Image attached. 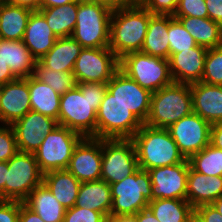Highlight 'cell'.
Wrapping results in <instances>:
<instances>
[{
	"label": "cell",
	"instance_id": "cell-45",
	"mask_svg": "<svg viewBox=\"0 0 222 222\" xmlns=\"http://www.w3.org/2000/svg\"><path fill=\"white\" fill-rule=\"evenodd\" d=\"M19 222H45L35 212L20 202Z\"/></svg>",
	"mask_w": 222,
	"mask_h": 222
},
{
	"label": "cell",
	"instance_id": "cell-4",
	"mask_svg": "<svg viewBox=\"0 0 222 222\" xmlns=\"http://www.w3.org/2000/svg\"><path fill=\"white\" fill-rule=\"evenodd\" d=\"M193 112L190 84L173 82L153 92L145 125L168 128Z\"/></svg>",
	"mask_w": 222,
	"mask_h": 222
},
{
	"label": "cell",
	"instance_id": "cell-10",
	"mask_svg": "<svg viewBox=\"0 0 222 222\" xmlns=\"http://www.w3.org/2000/svg\"><path fill=\"white\" fill-rule=\"evenodd\" d=\"M42 182L43 173L34 154L18 151L8 160L5 200L24 202Z\"/></svg>",
	"mask_w": 222,
	"mask_h": 222
},
{
	"label": "cell",
	"instance_id": "cell-1",
	"mask_svg": "<svg viewBox=\"0 0 222 222\" xmlns=\"http://www.w3.org/2000/svg\"><path fill=\"white\" fill-rule=\"evenodd\" d=\"M106 91L105 83H78L61 95L59 125L82 137L97 138V112Z\"/></svg>",
	"mask_w": 222,
	"mask_h": 222
},
{
	"label": "cell",
	"instance_id": "cell-22",
	"mask_svg": "<svg viewBox=\"0 0 222 222\" xmlns=\"http://www.w3.org/2000/svg\"><path fill=\"white\" fill-rule=\"evenodd\" d=\"M222 196V176H206L189 165L186 200L195 209Z\"/></svg>",
	"mask_w": 222,
	"mask_h": 222
},
{
	"label": "cell",
	"instance_id": "cell-53",
	"mask_svg": "<svg viewBox=\"0 0 222 222\" xmlns=\"http://www.w3.org/2000/svg\"><path fill=\"white\" fill-rule=\"evenodd\" d=\"M106 222H136L133 216H109Z\"/></svg>",
	"mask_w": 222,
	"mask_h": 222
},
{
	"label": "cell",
	"instance_id": "cell-35",
	"mask_svg": "<svg viewBox=\"0 0 222 222\" xmlns=\"http://www.w3.org/2000/svg\"><path fill=\"white\" fill-rule=\"evenodd\" d=\"M33 76L49 85L59 95H63L77 86L73 72L52 71L42 66L38 61L35 63Z\"/></svg>",
	"mask_w": 222,
	"mask_h": 222
},
{
	"label": "cell",
	"instance_id": "cell-54",
	"mask_svg": "<svg viewBox=\"0 0 222 222\" xmlns=\"http://www.w3.org/2000/svg\"><path fill=\"white\" fill-rule=\"evenodd\" d=\"M212 205L217 209V211L222 215V196L217 198Z\"/></svg>",
	"mask_w": 222,
	"mask_h": 222
},
{
	"label": "cell",
	"instance_id": "cell-20",
	"mask_svg": "<svg viewBox=\"0 0 222 222\" xmlns=\"http://www.w3.org/2000/svg\"><path fill=\"white\" fill-rule=\"evenodd\" d=\"M193 112L214 124L222 121V86L203 82L190 84Z\"/></svg>",
	"mask_w": 222,
	"mask_h": 222
},
{
	"label": "cell",
	"instance_id": "cell-11",
	"mask_svg": "<svg viewBox=\"0 0 222 222\" xmlns=\"http://www.w3.org/2000/svg\"><path fill=\"white\" fill-rule=\"evenodd\" d=\"M138 169L131 139H102L101 179L109 185L123 180Z\"/></svg>",
	"mask_w": 222,
	"mask_h": 222
},
{
	"label": "cell",
	"instance_id": "cell-50",
	"mask_svg": "<svg viewBox=\"0 0 222 222\" xmlns=\"http://www.w3.org/2000/svg\"><path fill=\"white\" fill-rule=\"evenodd\" d=\"M8 171V161L0 162V200H5V182Z\"/></svg>",
	"mask_w": 222,
	"mask_h": 222
},
{
	"label": "cell",
	"instance_id": "cell-56",
	"mask_svg": "<svg viewBox=\"0 0 222 222\" xmlns=\"http://www.w3.org/2000/svg\"><path fill=\"white\" fill-rule=\"evenodd\" d=\"M2 41H3V38H2V36L0 35V44H1Z\"/></svg>",
	"mask_w": 222,
	"mask_h": 222
},
{
	"label": "cell",
	"instance_id": "cell-44",
	"mask_svg": "<svg viewBox=\"0 0 222 222\" xmlns=\"http://www.w3.org/2000/svg\"><path fill=\"white\" fill-rule=\"evenodd\" d=\"M208 18L222 26V0H205Z\"/></svg>",
	"mask_w": 222,
	"mask_h": 222
},
{
	"label": "cell",
	"instance_id": "cell-46",
	"mask_svg": "<svg viewBox=\"0 0 222 222\" xmlns=\"http://www.w3.org/2000/svg\"><path fill=\"white\" fill-rule=\"evenodd\" d=\"M210 144L215 148L222 149V121L212 124Z\"/></svg>",
	"mask_w": 222,
	"mask_h": 222
},
{
	"label": "cell",
	"instance_id": "cell-24",
	"mask_svg": "<svg viewBox=\"0 0 222 222\" xmlns=\"http://www.w3.org/2000/svg\"><path fill=\"white\" fill-rule=\"evenodd\" d=\"M83 47L72 37L57 38L53 48L38 62L52 71L73 72Z\"/></svg>",
	"mask_w": 222,
	"mask_h": 222
},
{
	"label": "cell",
	"instance_id": "cell-47",
	"mask_svg": "<svg viewBox=\"0 0 222 222\" xmlns=\"http://www.w3.org/2000/svg\"><path fill=\"white\" fill-rule=\"evenodd\" d=\"M86 1L102 4L111 10H117L120 8L128 7L135 2V0H86Z\"/></svg>",
	"mask_w": 222,
	"mask_h": 222
},
{
	"label": "cell",
	"instance_id": "cell-55",
	"mask_svg": "<svg viewBox=\"0 0 222 222\" xmlns=\"http://www.w3.org/2000/svg\"><path fill=\"white\" fill-rule=\"evenodd\" d=\"M190 222H201V221L195 215H193Z\"/></svg>",
	"mask_w": 222,
	"mask_h": 222
},
{
	"label": "cell",
	"instance_id": "cell-18",
	"mask_svg": "<svg viewBox=\"0 0 222 222\" xmlns=\"http://www.w3.org/2000/svg\"><path fill=\"white\" fill-rule=\"evenodd\" d=\"M31 110L28 77L1 85L0 121L12 125Z\"/></svg>",
	"mask_w": 222,
	"mask_h": 222
},
{
	"label": "cell",
	"instance_id": "cell-40",
	"mask_svg": "<svg viewBox=\"0 0 222 222\" xmlns=\"http://www.w3.org/2000/svg\"><path fill=\"white\" fill-rule=\"evenodd\" d=\"M173 16L208 18L205 0H179Z\"/></svg>",
	"mask_w": 222,
	"mask_h": 222
},
{
	"label": "cell",
	"instance_id": "cell-25",
	"mask_svg": "<svg viewBox=\"0 0 222 222\" xmlns=\"http://www.w3.org/2000/svg\"><path fill=\"white\" fill-rule=\"evenodd\" d=\"M74 206L101 212L108 218L112 206L110 185L102 179L82 182Z\"/></svg>",
	"mask_w": 222,
	"mask_h": 222
},
{
	"label": "cell",
	"instance_id": "cell-5",
	"mask_svg": "<svg viewBox=\"0 0 222 222\" xmlns=\"http://www.w3.org/2000/svg\"><path fill=\"white\" fill-rule=\"evenodd\" d=\"M111 15L112 10L102 4L79 0L71 37L83 48L109 47Z\"/></svg>",
	"mask_w": 222,
	"mask_h": 222
},
{
	"label": "cell",
	"instance_id": "cell-42",
	"mask_svg": "<svg viewBox=\"0 0 222 222\" xmlns=\"http://www.w3.org/2000/svg\"><path fill=\"white\" fill-rule=\"evenodd\" d=\"M20 202L0 200V222H19Z\"/></svg>",
	"mask_w": 222,
	"mask_h": 222
},
{
	"label": "cell",
	"instance_id": "cell-49",
	"mask_svg": "<svg viewBox=\"0 0 222 222\" xmlns=\"http://www.w3.org/2000/svg\"><path fill=\"white\" fill-rule=\"evenodd\" d=\"M0 2L27 7L31 10H39L40 0H0Z\"/></svg>",
	"mask_w": 222,
	"mask_h": 222
},
{
	"label": "cell",
	"instance_id": "cell-48",
	"mask_svg": "<svg viewBox=\"0 0 222 222\" xmlns=\"http://www.w3.org/2000/svg\"><path fill=\"white\" fill-rule=\"evenodd\" d=\"M16 79L7 64L0 59V86Z\"/></svg>",
	"mask_w": 222,
	"mask_h": 222
},
{
	"label": "cell",
	"instance_id": "cell-51",
	"mask_svg": "<svg viewBox=\"0 0 222 222\" xmlns=\"http://www.w3.org/2000/svg\"><path fill=\"white\" fill-rule=\"evenodd\" d=\"M136 222H160L148 209H143L133 216Z\"/></svg>",
	"mask_w": 222,
	"mask_h": 222
},
{
	"label": "cell",
	"instance_id": "cell-3",
	"mask_svg": "<svg viewBox=\"0 0 222 222\" xmlns=\"http://www.w3.org/2000/svg\"><path fill=\"white\" fill-rule=\"evenodd\" d=\"M131 140L135 146L138 168L142 170L175 165L186 160L167 128L143 124Z\"/></svg>",
	"mask_w": 222,
	"mask_h": 222
},
{
	"label": "cell",
	"instance_id": "cell-19",
	"mask_svg": "<svg viewBox=\"0 0 222 222\" xmlns=\"http://www.w3.org/2000/svg\"><path fill=\"white\" fill-rule=\"evenodd\" d=\"M207 50L198 45L190 50L171 54L168 61L173 81L185 84L200 82Z\"/></svg>",
	"mask_w": 222,
	"mask_h": 222
},
{
	"label": "cell",
	"instance_id": "cell-8",
	"mask_svg": "<svg viewBox=\"0 0 222 222\" xmlns=\"http://www.w3.org/2000/svg\"><path fill=\"white\" fill-rule=\"evenodd\" d=\"M143 123L108 91L97 112V138L131 139Z\"/></svg>",
	"mask_w": 222,
	"mask_h": 222
},
{
	"label": "cell",
	"instance_id": "cell-12",
	"mask_svg": "<svg viewBox=\"0 0 222 222\" xmlns=\"http://www.w3.org/2000/svg\"><path fill=\"white\" fill-rule=\"evenodd\" d=\"M118 69L119 58L109 47L83 48L76 59L73 75L77 84H107Z\"/></svg>",
	"mask_w": 222,
	"mask_h": 222
},
{
	"label": "cell",
	"instance_id": "cell-37",
	"mask_svg": "<svg viewBox=\"0 0 222 222\" xmlns=\"http://www.w3.org/2000/svg\"><path fill=\"white\" fill-rule=\"evenodd\" d=\"M201 82L222 86V46L207 50Z\"/></svg>",
	"mask_w": 222,
	"mask_h": 222
},
{
	"label": "cell",
	"instance_id": "cell-7",
	"mask_svg": "<svg viewBox=\"0 0 222 222\" xmlns=\"http://www.w3.org/2000/svg\"><path fill=\"white\" fill-rule=\"evenodd\" d=\"M119 69L151 93L174 82L167 59L141 51L123 55L119 59Z\"/></svg>",
	"mask_w": 222,
	"mask_h": 222
},
{
	"label": "cell",
	"instance_id": "cell-16",
	"mask_svg": "<svg viewBox=\"0 0 222 222\" xmlns=\"http://www.w3.org/2000/svg\"><path fill=\"white\" fill-rule=\"evenodd\" d=\"M102 139L83 137L75 146L67 170L81 183L101 179Z\"/></svg>",
	"mask_w": 222,
	"mask_h": 222
},
{
	"label": "cell",
	"instance_id": "cell-14",
	"mask_svg": "<svg viewBox=\"0 0 222 222\" xmlns=\"http://www.w3.org/2000/svg\"><path fill=\"white\" fill-rule=\"evenodd\" d=\"M107 91L124 104L143 124L146 122L152 95L149 90L142 88L118 69L107 83Z\"/></svg>",
	"mask_w": 222,
	"mask_h": 222
},
{
	"label": "cell",
	"instance_id": "cell-27",
	"mask_svg": "<svg viewBox=\"0 0 222 222\" xmlns=\"http://www.w3.org/2000/svg\"><path fill=\"white\" fill-rule=\"evenodd\" d=\"M168 26L169 15L153 14L149 19L141 52L168 60L170 57Z\"/></svg>",
	"mask_w": 222,
	"mask_h": 222
},
{
	"label": "cell",
	"instance_id": "cell-41",
	"mask_svg": "<svg viewBox=\"0 0 222 222\" xmlns=\"http://www.w3.org/2000/svg\"><path fill=\"white\" fill-rule=\"evenodd\" d=\"M152 14L174 15L179 0H139Z\"/></svg>",
	"mask_w": 222,
	"mask_h": 222
},
{
	"label": "cell",
	"instance_id": "cell-38",
	"mask_svg": "<svg viewBox=\"0 0 222 222\" xmlns=\"http://www.w3.org/2000/svg\"><path fill=\"white\" fill-rule=\"evenodd\" d=\"M107 217L88 208L73 206L66 209L63 222H106Z\"/></svg>",
	"mask_w": 222,
	"mask_h": 222
},
{
	"label": "cell",
	"instance_id": "cell-26",
	"mask_svg": "<svg viewBox=\"0 0 222 222\" xmlns=\"http://www.w3.org/2000/svg\"><path fill=\"white\" fill-rule=\"evenodd\" d=\"M42 183L66 209L75 205L81 182L67 169L44 173Z\"/></svg>",
	"mask_w": 222,
	"mask_h": 222
},
{
	"label": "cell",
	"instance_id": "cell-15",
	"mask_svg": "<svg viewBox=\"0 0 222 222\" xmlns=\"http://www.w3.org/2000/svg\"><path fill=\"white\" fill-rule=\"evenodd\" d=\"M189 160L148 170L151 177L152 200L186 199Z\"/></svg>",
	"mask_w": 222,
	"mask_h": 222
},
{
	"label": "cell",
	"instance_id": "cell-34",
	"mask_svg": "<svg viewBox=\"0 0 222 222\" xmlns=\"http://www.w3.org/2000/svg\"><path fill=\"white\" fill-rule=\"evenodd\" d=\"M188 160L190 166L199 173L206 176H222V149L209 144Z\"/></svg>",
	"mask_w": 222,
	"mask_h": 222
},
{
	"label": "cell",
	"instance_id": "cell-6",
	"mask_svg": "<svg viewBox=\"0 0 222 222\" xmlns=\"http://www.w3.org/2000/svg\"><path fill=\"white\" fill-rule=\"evenodd\" d=\"M151 184L149 172L141 168L120 182L110 184V216H134L146 209L152 200Z\"/></svg>",
	"mask_w": 222,
	"mask_h": 222
},
{
	"label": "cell",
	"instance_id": "cell-17",
	"mask_svg": "<svg viewBox=\"0 0 222 222\" xmlns=\"http://www.w3.org/2000/svg\"><path fill=\"white\" fill-rule=\"evenodd\" d=\"M58 121L30 110L11 126L15 133L18 151L33 153L40 147L43 138L58 126Z\"/></svg>",
	"mask_w": 222,
	"mask_h": 222
},
{
	"label": "cell",
	"instance_id": "cell-31",
	"mask_svg": "<svg viewBox=\"0 0 222 222\" xmlns=\"http://www.w3.org/2000/svg\"><path fill=\"white\" fill-rule=\"evenodd\" d=\"M33 10L0 2V35L5 40H23Z\"/></svg>",
	"mask_w": 222,
	"mask_h": 222
},
{
	"label": "cell",
	"instance_id": "cell-29",
	"mask_svg": "<svg viewBox=\"0 0 222 222\" xmlns=\"http://www.w3.org/2000/svg\"><path fill=\"white\" fill-rule=\"evenodd\" d=\"M192 35L199 46L207 49L222 46V26L210 18L173 16Z\"/></svg>",
	"mask_w": 222,
	"mask_h": 222
},
{
	"label": "cell",
	"instance_id": "cell-36",
	"mask_svg": "<svg viewBox=\"0 0 222 222\" xmlns=\"http://www.w3.org/2000/svg\"><path fill=\"white\" fill-rule=\"evenodd\" d=\"M168 38L170 46V55L190 50L198 46L192 35L183 27L181 22L169 15Z\"/></svg>",
	"mask_w": 222,
	"mask_h": 222
},
{
	"label": "cell",
	"instance_id": "cell-13",
	"mask_svg": "<svg viewBox=\"0 0 222 222\" xmlns=\"http://www.w3.org/2000/svg\"><path fill=\"white\" fill-rule=\"evenodd\" d=\"M211 126L208 121L192 112L171 124L167 130L186 159L210 144Z\"/></svg>",
	"mask_w": 222,
	"mask_h": 222
},
{
	"label": "cell",
	"instance_id": "cell-33",
	"mask_svg": "<svg viewBox=\"0 0 222 222\" xmlns=\"http://www.w3.org/2000/svg\"><path fill=\"white\" fill-rule=\"evenodd\" d=\"M147 208L160 222H190L194 208L186 199H154Z\"/></svg>",
	"mask_w": 222,
	"mask_h": 222
},
{
	"label": "cell",
	"instance_id": "cell-43",
	"mask_svg": "<svg viewBox=\"0 0 222 222\" xmlns=\"http://www.w3.org/2000/svg\"><path fill=\"white\" fill-rule=\"evenodd\" d=\"M194 215L201 222H222V215L212 204H204L196 207Z\"/></svg>",
	"mask_w": 222,
	"mask_h": 222
},
{
	"label": "cell",
	"instance_id": "cell-21",
	"mask_svg": "<svg viewBox=\"0 0 222 222\" xmlns=\"http://www.w3.org/2000/svg\"><path fill=\"white\" fill-rule=\"evenodd\" d=\"M56 40L57 37L47 24L44 15L39 10L32 11L23 38L32 57L39 61L53 48Z\"/></svg>",
	"mask_w": 222,
	"mask_h": 222
},
{
	"label": "cell",
	"instance_id": "cell-28",
	"mask_svg": "<svg viewBox=\"0 0 222 222\" xmlns=\"http://www.w3.org/2000/svg\"><path fill=\"white\" fill-rule=\"evenodd\" d=\"M23 203L45 222H63L66 208L43 183L35 187Z\"/></svg>",
	"mask_w": 222,
	"mask_h": 222
},
{
	"label": "cell",
	"instance_id": "cell-39",
	"mask_svg": "<svg viewBox=\"0 0 222 222\" xmlns=\"http://www.w3.org/2000/svg\"><path fill=\"white\" fill-rule=\"evenodd\" d=\"M0 127V162L8 161L17 152L15 133L11 125Z\"/></svg>",
	"mask_w": 222,
	"mask_h": 222
},
{
	"label": "cell",
	"instance_id": "cell-32",
	"mask_svg": "<svg viewBox=\"0 0 222 222\" xmlns=\"http://www.w3.org/2000/svg\"><path fill=\"white\" fill-rule=\"evenodd\" d=\"M39 11L57 38L71 37L77 21L78 1L58 7L41 8Z\"/></svg>",
	"mask_w": 222,
	"mask_h": 222
},
{
	"label": "cell",
	"instance_id": "cell-9",
	"mask_svg": "<svg viewBox=\"0 0 222 222\" xmlns=\"http://www.w3.org/2000/svg\"><path fill=\"white\" fill-rule=\"evenodd\" d=\"M83 137L71 129L58 125L48 133L34 152L40 171L67 169L75 146Z\"/></svg>",
	"mask_w": 222,
	"mask_h": 222
},
{
	"label": "cell",
	"instance_id": "cell-30",
	"mask_svg": "<svg viewBox=\"0 0 222 222\" xmlns=\"http://www.w3.org/2000/svg\"><path fill=\"white\" fill-rule=\"evenodd\" d=\"M28 88L31 110L51 117L57 120L59 124L61 95L33 75L28 77Z\"/></svg>",
	"mask_w": 222,
	"mask_h": 222
},
{
	"label": "cell",
	"instance_id": "cell-23",
	"mask_svg": "<svg viewBox=\"0 0 222 222\" xmlns=\"http://www.w3.org/2000/svg\"><path fill=\"white\" fill-rule=\"evenodd\" d=\"M0 59L7 64L16 78H27L34 74L36 60L23 40H5L0 44Z\"/></svg>",
	"mask_w": 222,
	"mask_h": 222
},
{
	"label": "cell",
	"instance_id": "cell-52",
	"mask_svg": "<svg viewBox=\"0 0 222 222\" xmlns=\"http://www.w3.org/2000/svg\"><path fill=\"white\" fill-rule=\"evenodd\" d=\"M79 0H40L39 9L48 7H58Z\"/></svg>",
	"mask_w": 222,
	"mask_h": 222
},
{
	"label": "cell",
	"instance_id": "cell-2",
	"mask_svg": "<svg viewBox=\"0 0 222 222\" xmlns=\"http://www.w3.org/2000/svg\"><path fill=\"white\" fill-rule=\"evenodd\" d=\"M152 15L139 1L112 10L109 49L119 59L127 53L141 51Z\"/></svg>",
	"mask_w": 222,
	"mask_h": 222
}]
</instances>
